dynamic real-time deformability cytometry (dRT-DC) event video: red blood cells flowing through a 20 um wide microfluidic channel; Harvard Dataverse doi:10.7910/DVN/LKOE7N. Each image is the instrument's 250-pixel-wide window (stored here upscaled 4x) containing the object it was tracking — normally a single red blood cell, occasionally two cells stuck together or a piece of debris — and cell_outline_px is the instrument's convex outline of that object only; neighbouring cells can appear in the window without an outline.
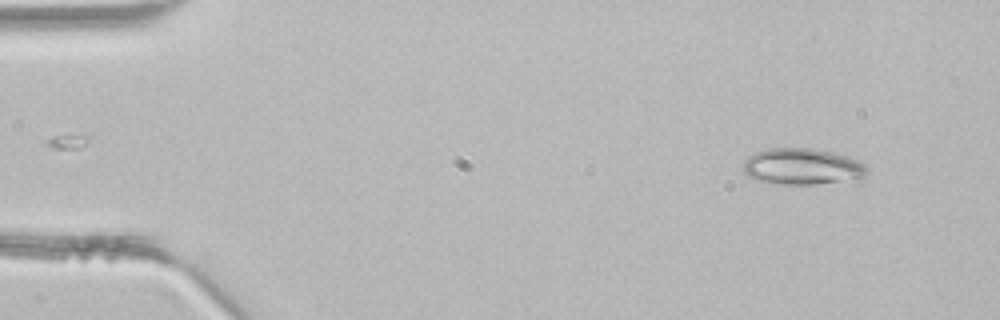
{"species": "common noctule bat (a hibernating species)", "species_latin": "Nyctalus noctula", "temperature_condition": "room temperature", "stored_images_in_passage": 3, "camera_frame_rate_fps": 3000, "um_per_image_px": 0.085, "animal": {"sex": "male", "body_mass_g": 21.5, "forearm_length_mm": 52.0}, "frame": {"image": 1, "passage_image": 3, "time_ms": 0.667, "image_size_px": [1000, 320], "cell_outline_px": [[864, 176], [816, 184], [768, 184], [756, 180], [748, 176], [744, 172], [744, 160], [748, 156], [756, 152], [768, 148], [812, 148], [832, 152], [848, 156], [860, 160], [864, 164]], "centroid_in_image_um": [68.1, 14.14], "position_along_channel_um": 16.9, "area_um2": 25.95}}